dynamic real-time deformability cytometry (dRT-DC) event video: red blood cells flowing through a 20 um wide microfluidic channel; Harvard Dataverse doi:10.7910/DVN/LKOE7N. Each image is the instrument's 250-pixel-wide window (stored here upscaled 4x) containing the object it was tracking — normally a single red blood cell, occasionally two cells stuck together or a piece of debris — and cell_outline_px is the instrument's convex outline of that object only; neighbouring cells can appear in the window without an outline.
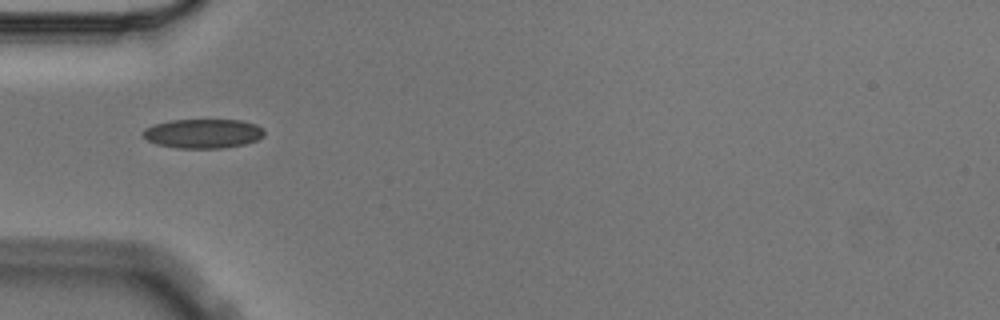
{"species": "Egyptian fruit bat (a non-hibernating species)", "species_latin": "Rousettus aegyptiacus", "temperature_condition": "cold", "stored_images_in_passage": 4, "camera_frame_rate_fps": 3000, "um_per_image_px": 0.085, "animal": {"sex": "male"}, "frame": {"image": 1, "passage_image": 1, "time_ms": 0.0, "image_size_px": [1000, 320], "cell_outline_px": [[264, 136], [256, 140], [244, 144], [224, 148], [176, 148], [156, 144], [148, 140], [140, 132], [144, 128], [152, 124], [172, 120], [240, 120], [256, 124], [264, 128]], "centroid_in_image_um": [17.24, 11.35], "position_along_channel_um": 67.8, "area_um2": 20.87}}
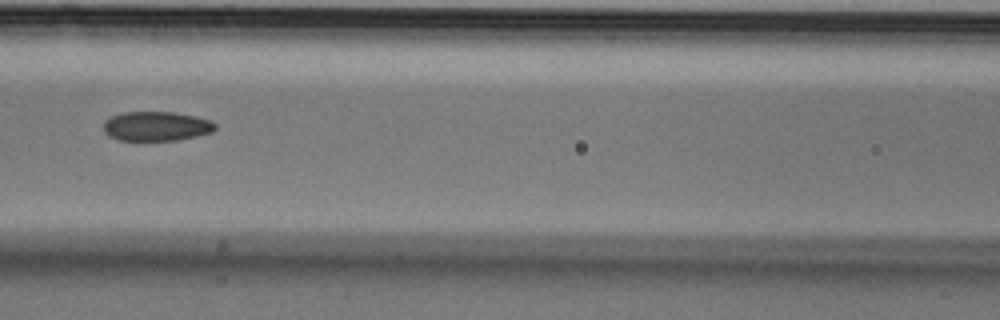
{"frame": {"image": 2, "passage_image": 3, "time_ms": 0.667, "image_size_px": [1000, 320], "cell_outline_px": [[216, 128], [212, 132], [196, 136], [176, 140], [116, 140], [108, 136], [104, 132], [104, 120], [112, 116], [124, 112], [176, 112], [196, 116], [212, 120], [216, 124]], "centroid_in_image_um": [13.29, 10.72], "position_along_channel_um": 153.3, "area_um2": 19.31}}
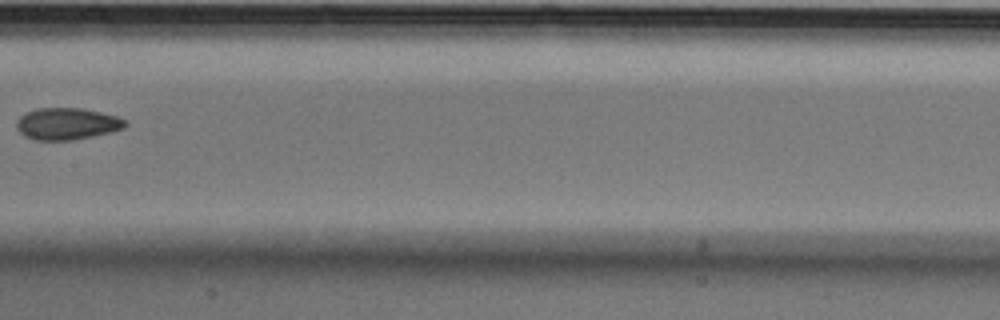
{"frame": {"image": 3, "passage_image": 4, "time_ms": 1.0, "image_size_px": [1000, 320], "cell_outline_px": [[128, 124], [124, 128], [112, 132], [72, 140], [32, 140], [24, 136], [16, 128], [16, 120], [20, 116], [36, 108], [80, 108], [100, 112], [116, 116], [124, 120]], "centroid_in_image_um": [5.67, 10.53], "position_along_channel_um": 201.7, "area_um2": 20.17}}